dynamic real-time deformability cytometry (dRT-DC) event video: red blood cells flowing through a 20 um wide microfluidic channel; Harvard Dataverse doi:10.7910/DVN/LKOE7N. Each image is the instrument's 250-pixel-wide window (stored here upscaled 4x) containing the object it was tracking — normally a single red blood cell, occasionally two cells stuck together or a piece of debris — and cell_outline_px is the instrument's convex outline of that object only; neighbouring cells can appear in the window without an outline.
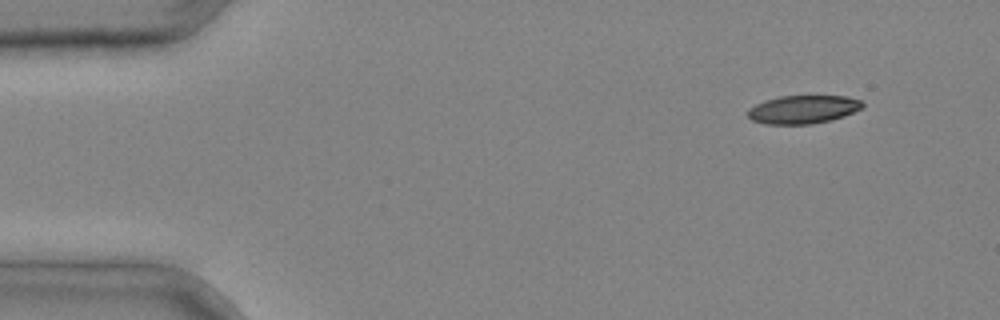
{"species": "common noctule bat (a hibernating species)", "species_latin": "Nyctalus noctula", "temperature_condition": "cold", "stored_images_in_passage": 3, "camera_frame_rate_fps": 3000, "um_per_image_px": 0.085, "animal": {"sex": "male", "body_mass_g": 20.4}, "frame": {"image": 1, "passage_image": 1, "time_ms": 0.0, "image_size_px": [1000, 320], "cell_outline_px": [[864, 108], [844, 116], [832, 120], [812, 124], [764, 124], [752, 120], [748, 116], [748, 108], [764, 100], [780, 96], [848, 96], [860, 100], [864, 104]], "centroid_in_image_um": [68.28, 9.3], "position_along_channel_um": 16.7, "area_um2": 19.07}}
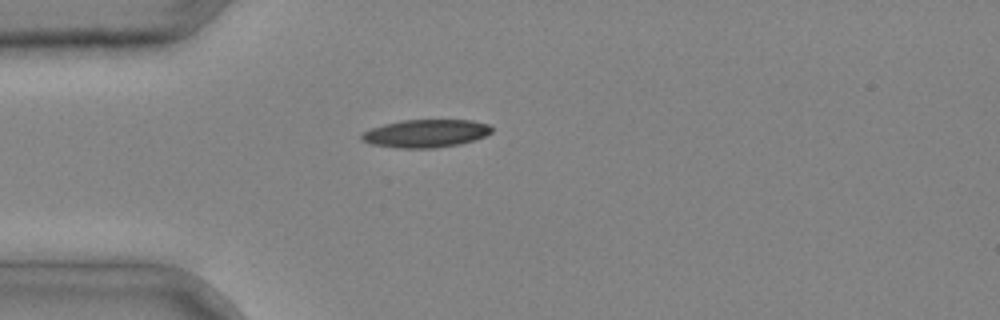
{"frame": {"image": 2, "passage_image": 3, "time_ms": 0.667, "image_size_px": [1000, 320], "cell_outline_px": [[492, 132], [484, 136], [460, 144], [436, 148], [400, 148], [368, 144], [360, 140], [360, 136], [364, 132], [372, 128], [384, 124], [400, 120], [472, 120], [488, 124], [492, 128]], "centroid_in_image_um": [36.16, 11.34], "position_along_channel_um": 48.8, "area_um2": 21.21}}